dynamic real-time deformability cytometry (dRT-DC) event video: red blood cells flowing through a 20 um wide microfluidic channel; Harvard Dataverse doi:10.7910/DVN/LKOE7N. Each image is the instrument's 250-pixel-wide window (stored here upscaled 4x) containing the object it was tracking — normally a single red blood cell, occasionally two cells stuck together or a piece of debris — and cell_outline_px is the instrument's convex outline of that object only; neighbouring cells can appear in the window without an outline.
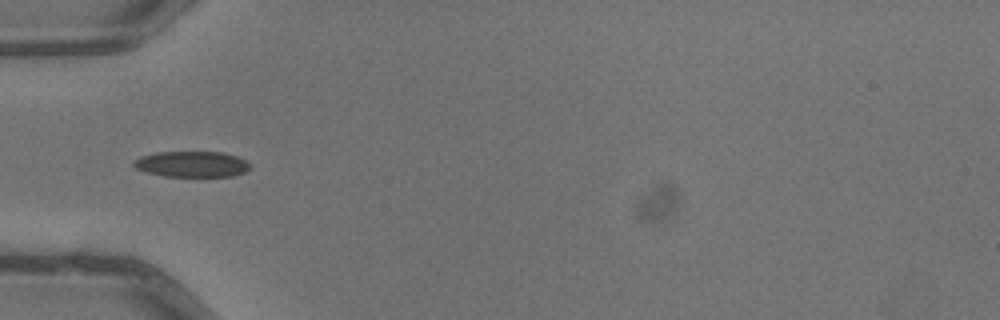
{"species": "common noctule bat (a hibernating species)", "species_latin": "Nyctalus noctula", "temperature_condition": "warm", "stored_images_in_passage": 1, "camera_frame_rate_fps": 3000, "um_per_image_px": 0.085, "animal": {"sex": "male", "body_mass_g": 13.3}, "frame": {"image": 1, "passage_image": 1, "time_ms": 0.0, "image_size_px": [1000, 320], "cell_outline_px": [[252, 168], [244, 172], [232, 176], [164, 176], [144, 172], [136, 168], [132, 164], [132, 160], [140, 156], [156, 152], [220, 152], [236, 156], [244, 160]], "centroid_in_image_um": [16.24, 13.95], "position_along_channel_um": 68.8, "area_um2": 17.51}}